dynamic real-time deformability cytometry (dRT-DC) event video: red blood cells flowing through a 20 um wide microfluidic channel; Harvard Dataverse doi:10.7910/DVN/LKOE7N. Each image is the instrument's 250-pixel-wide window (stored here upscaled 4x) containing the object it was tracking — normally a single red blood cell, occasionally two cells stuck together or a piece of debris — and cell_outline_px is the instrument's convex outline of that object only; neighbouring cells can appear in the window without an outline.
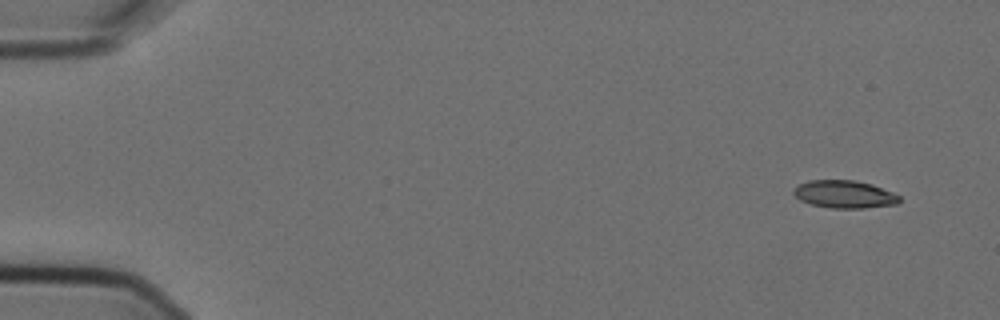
{"species": "Egyptian fruit bat (a non-hibernating species)", "species_latin": "Rousettus aegyptiacus", "temperature_condition": "cold", "stored_images_in_passage": 4, "camera_frame_rate_fps": 3000, "um_per_image_px": 0.085, "animal": {"sex": "female"}, "frame": {"image": 1, "passage_image": 1, "time_ms": 0.0, "image_size_px": [1000, 320], "cell_outline_px": [[900, 200], [896, 204], [864, 208], [832, 208], [812, 204], [800, 200], [792, 192], [792, 188], [808, 180], [852, 180], [872, 184], [892, 192], [900, 196]], "centroid_in_image_um": [71.76, 16.51], "position_along_channel_um": 13.2, "area_um2": 16.99}}
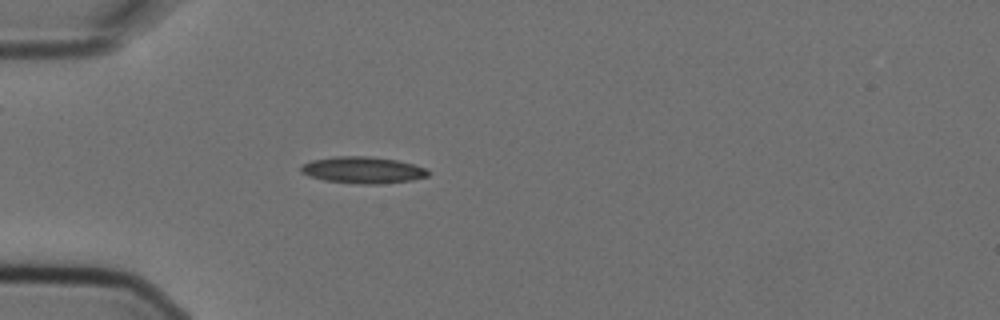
{"frame": {"image": 2, "passage_image": 4, "time_ms": 1.0, "image_size_px": [1000, 320], "cell_outline_px": [[428, 176], [412, 180], [380, 184], [360, 184], [324, 180], [308, 176], [300, 172], [300, 168], [304, 164], [312, 160], [336, 156], [368, 156], [396, 160], [412, 164], [424, 168], [428, 172]], "centroid_in_image_um": [30.81, 14.46], "position_along_channel_um": 54.2, "area_um2": 19.59}}